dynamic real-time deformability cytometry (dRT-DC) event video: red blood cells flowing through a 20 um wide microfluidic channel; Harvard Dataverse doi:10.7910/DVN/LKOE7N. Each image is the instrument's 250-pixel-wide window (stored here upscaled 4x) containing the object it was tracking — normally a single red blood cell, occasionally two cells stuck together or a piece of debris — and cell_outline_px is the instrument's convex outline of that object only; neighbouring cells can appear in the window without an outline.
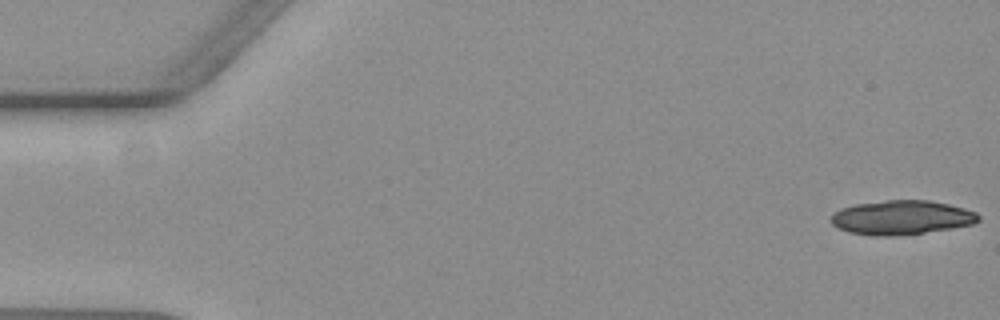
{"species": "common noctule bat (a hibernating species)", "species_latin": "Nyctalus noctula", "temperature_condition": "warm", "stored_images_in_passage": 57, "camera_frame_rate_fps": 3000, "um_per_image_px": 0.085, "animal": {"sex": "female", "body_mass_g": 19.3, "forearm_length_mm": 54.1}, "frame": {"image": 1, "passage_image": 1, "time_ms": 0.0, "image_size_px": [1000, 320], "cell_outline_px": [[980, 220], [972, 224], [924, 232], [888, 236], [876, 236], [848, 232], [832, 224], [832, 216], [840, 208], [856, 204], [884, 200], [928, 200], [948, 204], [964, 208], [976, 212], [980, 216]], "centroid_in_image_um": [76.63, 18.47], "position_along_channel_um": 8.4, "area_um2": 29.02}}
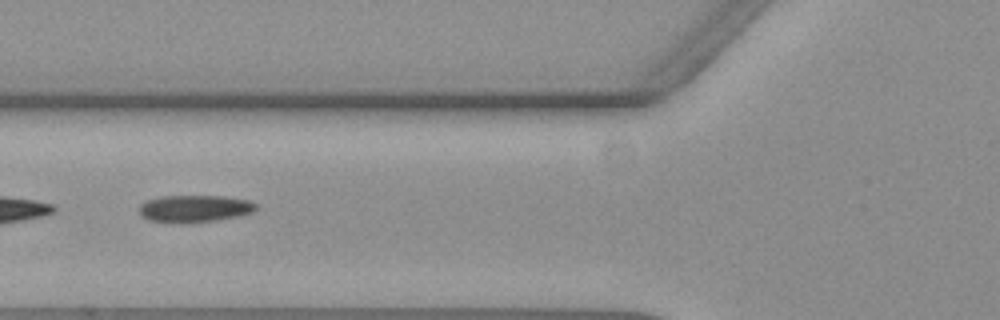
{"frame": {"image": 2, "passage_image": 22, "time_ms": 7.0, "image_size_px": [1000, 320], "cell_outline_px": [[256, 208], [252, 212], [236, 216], [216, 220], [180, 224], [172, 224], [148, 220], [140, 216], [140, 204], [148, 200], [160, 196], [224, 196], [248, 200], [256, 204]], "centroid_in_image_um": [16.47, 17.74], "position_along_channel_um": 109.3, "area_um2": 18.61}}
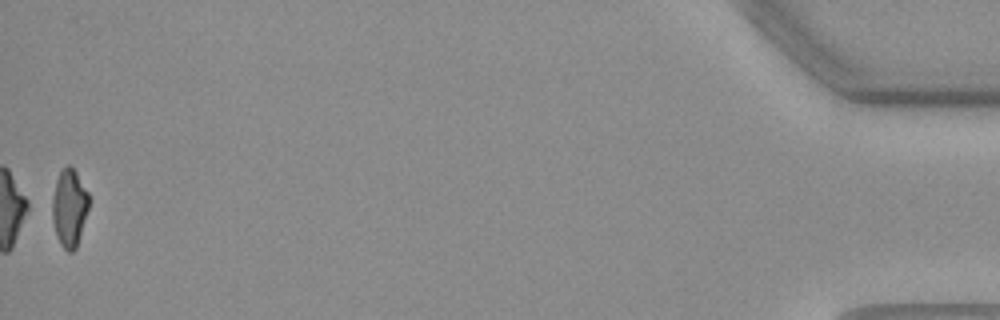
{"frame": {"image": 3, "passage_image": 57, "time_ms": 18.667, "image_size_px": [1000, 320], "cell_outline_px": [[88, 208], [76, 248], [72, 252], [68, 252], [60, 244], [56, 236], [52, 220], [52, 196], [56, 180], [60, 172], [68, 164], [76, 172], [88, 192]], "centroid_in_image_um": [5.87, 17.68], "position_along_channel_um": 429.3, "area_um2": 16.42}, "authors_computed_cell_mechanics": {"area_um2": 18.5538, "velocity_mm_per_s": 3.6036, "shape_relaxation_time_tau1_ms": null, "shape_relaxation_time_tau2_ms": 2.3059, "deformation_change_tau1": null, "deformation_change_tau2": 0.0969}}